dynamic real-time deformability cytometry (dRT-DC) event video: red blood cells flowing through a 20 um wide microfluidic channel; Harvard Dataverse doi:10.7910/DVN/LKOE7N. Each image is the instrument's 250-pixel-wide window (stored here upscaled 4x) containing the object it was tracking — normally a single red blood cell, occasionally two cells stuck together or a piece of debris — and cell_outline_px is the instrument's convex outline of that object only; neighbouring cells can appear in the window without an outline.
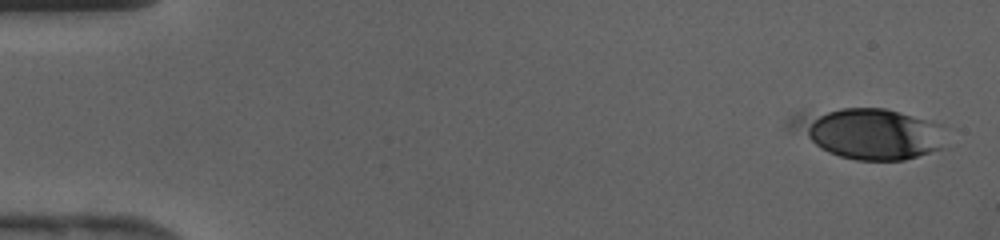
{"species": "human", "species_latin": "Homo sapiens", "temperature_condition": "cold", "stored_images_in_passage": 12, "camera_frame_rate_fps": 3000, "um_per_image_px": 0.085, "donor": {"sex": "female"}, "frame": {"image": 1, "passage_image": 1, "time_ms": 0.0, "image_size_px": [1000, 240], "cell_outline_px": [[944, 148], [904, 160], [856, 160], [840, 156], [828, 152], [788, 132], [784, 124], [796, 112], [840, 108], [884, 108], [940, 124]], "centroid_in_image_um": [73.69, 11.32], "position_along_channel_um": 11.3, "area_um2": 45.95}}